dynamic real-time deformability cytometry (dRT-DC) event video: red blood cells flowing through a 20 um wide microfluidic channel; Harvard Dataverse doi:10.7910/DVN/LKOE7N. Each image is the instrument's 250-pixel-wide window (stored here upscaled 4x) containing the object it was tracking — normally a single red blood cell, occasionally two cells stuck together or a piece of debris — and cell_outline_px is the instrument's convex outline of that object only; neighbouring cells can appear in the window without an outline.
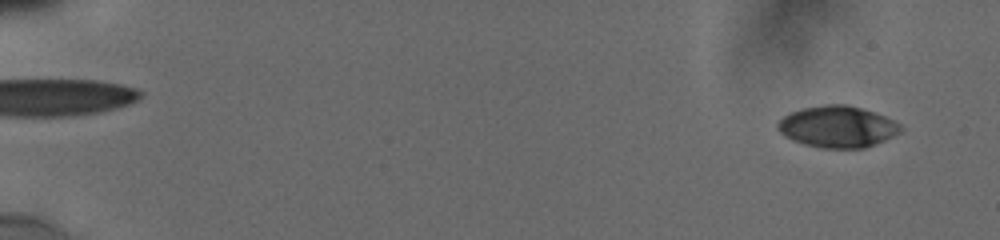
{"species": "human", "species_latin": "Homo sapiens", "temperature_condition": "cold", "stored_images_in_passage": 40, "camera_frame_rate_fps": 3000, "um_per_image_px": 0.085, "donor": {"sex": "male"}, "frame": {"image": 1, "passage_image": 3, "time_ms": 1.0, "image_size_px": [1000, 240], "cell_outline_px": [[904, 128], [900, 132], [876, 144], [864, 148], [824, 148], [804, 144], [792, 140], [784, 136], [776, 128], [776, 124], [784, 116], [800, 108], [824, 104], [848, 104], [864, 108], [884, 116], [900, 124]], "centroid_in_image_um": [71.18, 10.76], "position_along_channel_um": 13.8, "area_um2": 29.88}}
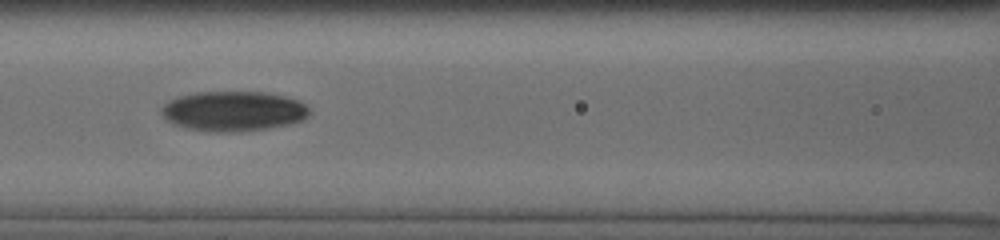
{"frame": {"image": 2, "passage_image": 33, "time_ms": 9.0, "image_size_px": [1000, 240], "cell_outline_px": [[308, 116], [300, 120], [288, 124], [268, 128], [244, 132], [212, 132], [184, 128], [172, 124], [160, 112], [160, 108], [168, 100], [176, 96], [196, 92], [264, 92], [284, 96], [300, 100], [308, 104]], "centroid_in_image_um": [19.8, 9.45], "position_along_channel_um": 146.8, "area_um2": 34.85}}
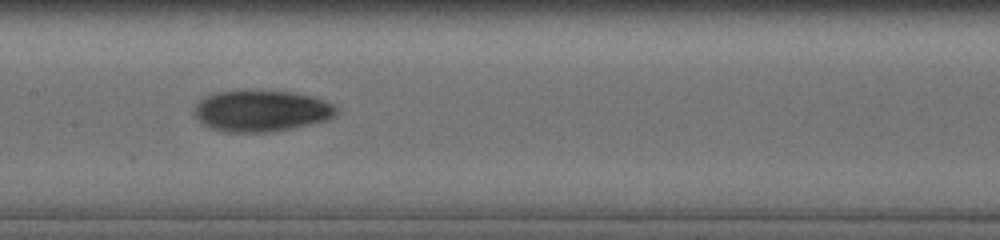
{"frame": {"image": 3, "passage_image": 39, "time_ms": 10.0, "image_size_px": [1000, 240], "cell_outline_px": [[340, 112], [336, 116], [328, 120], [292, 128], [272, 132], [228, 132], [208, 128], [200, 124], [192, 116], [192, 108], [204, 96], [216, 92], [240, 88], [244, 88], [296, 92], [312, 96], [324, 100], [332, 104]], "centroid_in_image_um": [22.15, 9.39], "position_along_channel_um": 185.3, "area_um2": 35.66}}